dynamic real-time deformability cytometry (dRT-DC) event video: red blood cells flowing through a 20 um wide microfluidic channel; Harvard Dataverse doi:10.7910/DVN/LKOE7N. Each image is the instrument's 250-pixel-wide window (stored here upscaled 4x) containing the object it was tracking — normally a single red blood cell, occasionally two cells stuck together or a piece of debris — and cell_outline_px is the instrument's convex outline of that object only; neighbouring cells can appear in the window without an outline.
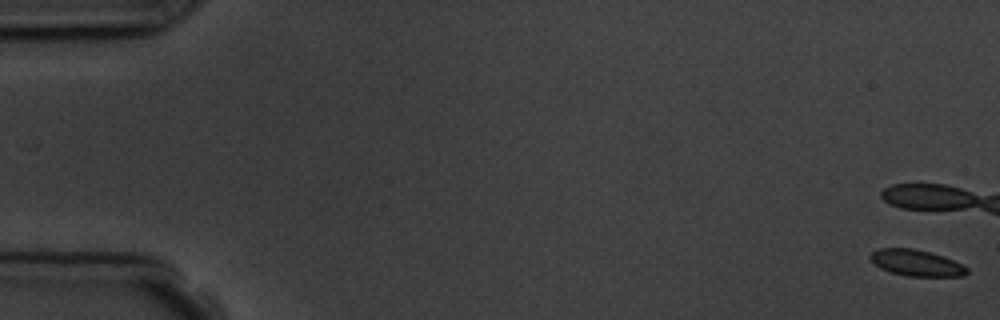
{"species": "common noctule bat (a hibernating species)", "species_latin": "Nyctalus noctula", "temperature_condition": "room temperature", "stored_images_in_passage": 4, "camera_frame_rate_fps": 3000, "um_per_image_px": 0.085, "animal": {"sex": "male", "body_mass_g": 19.5, "forearm_length_mm": 54.6}, "frame": {"image": 1, "passage_image": 1, "time_ms": 0.0, "image_size_px": [1000, 320], "cell_outline_px": [[968, 272], [964, 276], [908, 276], [892, 272], [880, 268], [868, 256], [872, 252], [880, 248], [912, 248], [944, 256], [968, 268]], "centroid_in_image_um": [77.89, 22.34], "position_along_channel_um": 7.1, "area_um2": 14.57}}